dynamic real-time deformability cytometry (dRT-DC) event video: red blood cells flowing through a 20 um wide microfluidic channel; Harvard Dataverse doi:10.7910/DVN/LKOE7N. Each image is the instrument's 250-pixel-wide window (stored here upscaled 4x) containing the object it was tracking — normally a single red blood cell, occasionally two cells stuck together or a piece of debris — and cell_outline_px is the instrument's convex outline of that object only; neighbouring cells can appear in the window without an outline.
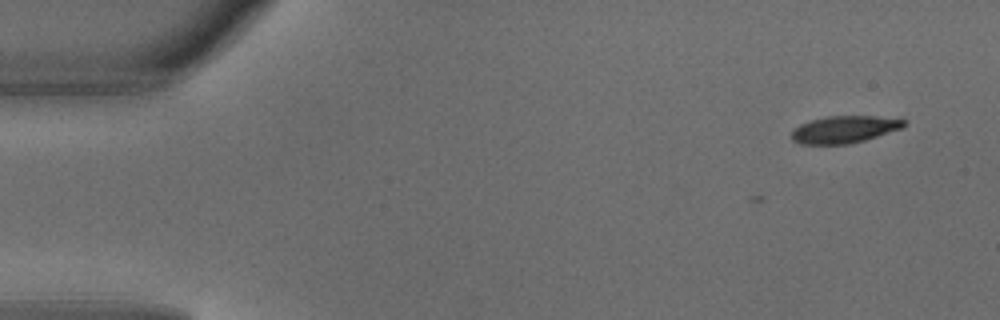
{"species": "common noctule bat (a hibernating species)", "species_latin": "Nyctalus noctula", "temperature_condition": "warm", "stored_images_in_passage": 4, "camera_frame_rate_fps": 3000, "um_per_image_px": 0.085, "animal": {"sex": "male", "body_mass_g": 18.8}, "frame": {"image": 1, "passage_image": 1, "time_ms": 0.0, "image_size_px": [1000, 320], "cell_outline_px": [[904, 128], [864, 140], [848, 144], [800, 144], [792, 140], [792, 128], [800, 124], [812, 120], [828, 116], [876, 116], [904, 120]], "centroid_in_image_um": [71.74, 11.0], "position_along_channel_um": 13.3, "area_um2": 17.69}}
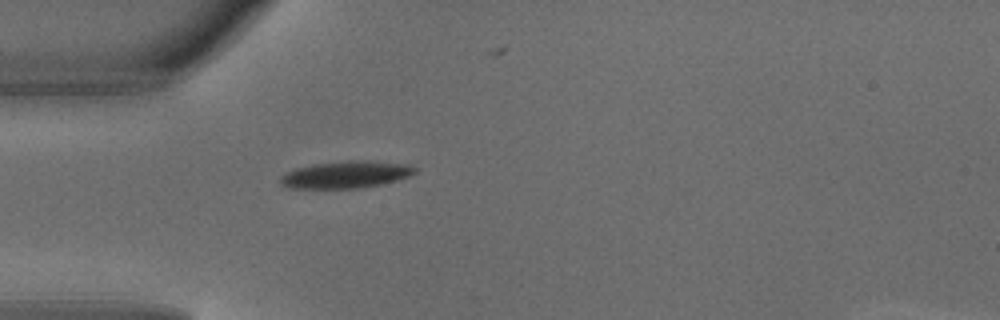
{"frame": {"image": 2, "passage_image": 4, "time_ms": 1.0, "image_size_px": [1000, 320], "cell_outline_px": [[416, 172], [408, 176], [396, 180], [380, 184], [356, 188], [288, 188], [280, 184], [280, 176], [296, 168], [312, 164], [348, 160], [372, 160], [408, 164], [416, 168]], "centroid_in_image_um": [29.39, 14.82], "position_along_channel_um": 55.6, "area_um2": 21.21}}